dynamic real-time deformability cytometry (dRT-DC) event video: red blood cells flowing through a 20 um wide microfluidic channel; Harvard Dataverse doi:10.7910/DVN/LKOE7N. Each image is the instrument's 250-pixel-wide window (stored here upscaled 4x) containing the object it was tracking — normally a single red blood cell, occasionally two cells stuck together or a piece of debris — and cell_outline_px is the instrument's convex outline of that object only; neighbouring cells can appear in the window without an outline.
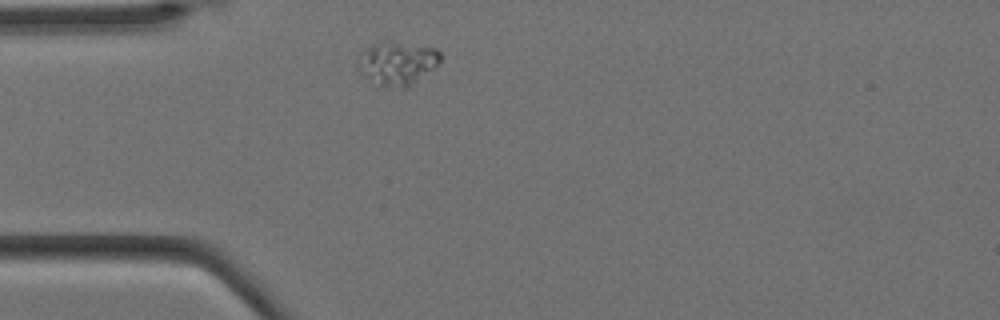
{"species": "Egyptian fruit bat (a non-hibernating species)", "species_latin": "Rousettus aegyptiacus", "temperature_condition": "cold", "stored_images_in_passage": 5, "segment_of_instrument_passage": [1, 2], "camera_frame_rate_fps": 3000, "um_per_image_px": 0.085, "animal": {"sex": "female"}, "frame": {"image": 1, "passage_image": 1, "time_ms": 0.0, "image_size_px": [1000, 320], "cell_outline_px": [[440, 60], [432, 68], [408, 88], [376, 88], [356, 68], [356, 60], [360, 52], [372, 44], [380, 40], [388, 40], [436, 48], [440, 52]], "centroid_in_image_um": [33.65, 5.39], "position_along_channel_um": 51.3, "area_um2": 21.62}}